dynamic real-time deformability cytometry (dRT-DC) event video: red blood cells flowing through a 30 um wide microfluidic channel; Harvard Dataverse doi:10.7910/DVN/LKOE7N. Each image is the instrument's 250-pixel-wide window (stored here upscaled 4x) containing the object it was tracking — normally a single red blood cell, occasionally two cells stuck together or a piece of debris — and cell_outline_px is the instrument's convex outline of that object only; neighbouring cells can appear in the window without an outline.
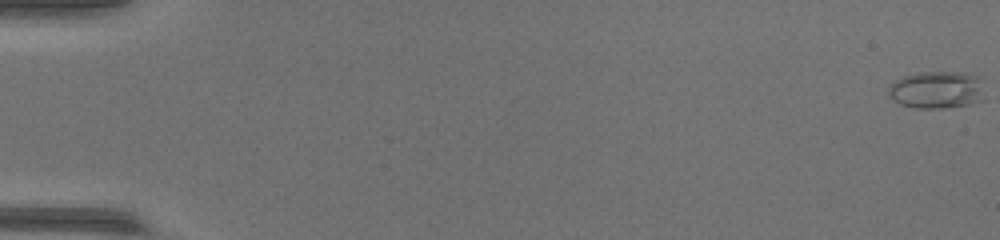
{"species": "common noctule bat (a hibernating species)", "species_latin": "Nyctalus noctula", "temperature_condition": "warm", "stored_images_in_passage": 54, "camera_frame_rate_fps": 3000, "um_per_image_px": 0.085, "animal": {"sex": "female", "body_mass_g": 17.0, "forearm_length_mm": 48.0}, "frame": {"image": 1, "passage_image": 1, "time_ms": 0.0, "image_size_px": [1000, 240], "cell_outline_px": [[980, 100], [968, 104], [944, 108], [916, 108], [900, 104], [892, 100], [888, 96], [888, 84], [904, 76], [920, 72], [960, 72], [976, 76]], "centroid_in_image_um": [79.46, 7.64], "position_along_channel_um": 5.5, "area_um2": 20.35}}
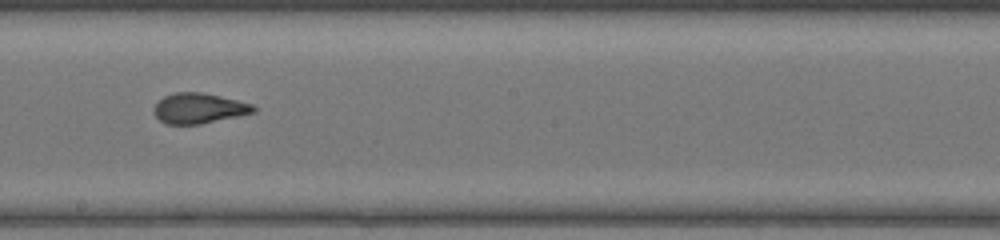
{"frame": {"image": 2, "passage_image": 32, "time_ms": 10.333, "image_size_px": [1000, 240], "cell_outline_px": [[256, 112], [200, 124], [164, 124], [156, 116], [156, 104], [164, 96], [176, 92], [200, 92], [236, 100], [252, 104], [256, 108]], "centroid_in_image_um": [16.92, 9.21], "position_along_channel_um": 231.3, "area_um2": 17.22}}
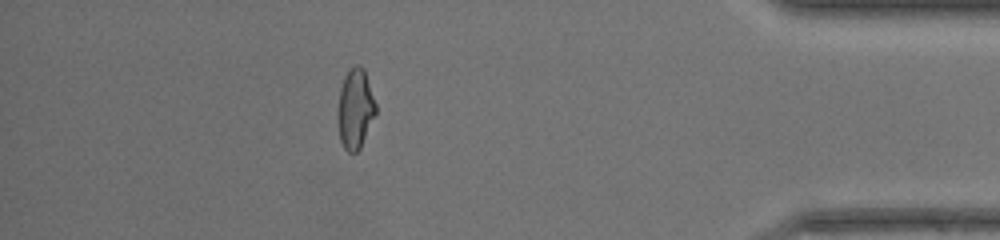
{"frame": {"image": 3, "passage_image": 48, "time_ms": 15.667, "image_size_px": [1000, 240], "cell_outline_px": [[376, 112], [360, 148], [356, 152], [348, 152], [344, 148], [340, 140], [336, 116], [340, 88], [344, 76], [348, 68], [352, 64], [360, 64], [364, 68], [376, 104]], "centroid_in_image_um": [30.17, 9.2], "position_along_channel_um": 405.0, "area_um2": 17.98}}